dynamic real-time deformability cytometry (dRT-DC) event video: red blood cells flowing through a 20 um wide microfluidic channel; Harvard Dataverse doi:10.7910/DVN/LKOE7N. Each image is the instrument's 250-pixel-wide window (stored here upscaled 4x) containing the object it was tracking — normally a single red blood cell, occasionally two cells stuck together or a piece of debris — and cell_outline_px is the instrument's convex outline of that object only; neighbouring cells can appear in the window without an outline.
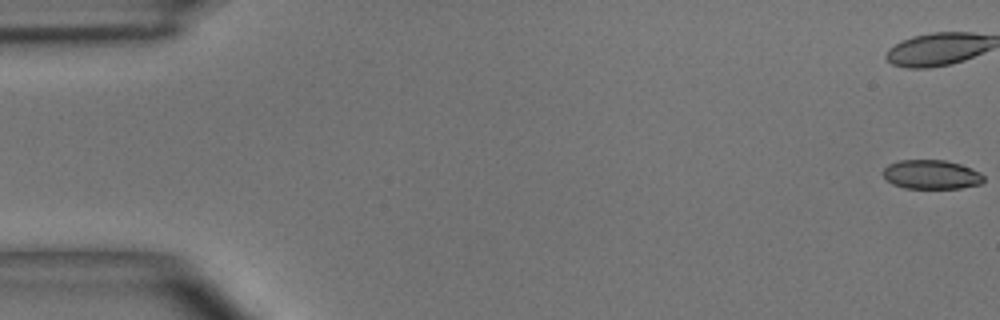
{"species": "common noctule bat (a hibernating species)", "species_latin": "Nyctalus noctula", "temperature_condition": "room temperature", "stored_images_in_passage": 52, "camera_frame_rate_fps": 3000, "um_per_image_px": 0.085, "animal": {"sex": "male", "body_mass_g": 15.6}, "frame": {"image": 1, "passage_image": 1, "time_ms": 0.0, "image_size_px": [1000, 320], "cell_outline_px": [[984, 180], [980, 184], [960, 188], [904, 188], [892, 184], [884, 176], [884, 168], [888, 164], [900, 160], [944, 160], [960, 164], [972, 168], [980, 172], [984, 176]], "centroid_in_image_um": [79.18, 14.83], "position_along_channel_um": 5.8, "area_um2": 17.05}}